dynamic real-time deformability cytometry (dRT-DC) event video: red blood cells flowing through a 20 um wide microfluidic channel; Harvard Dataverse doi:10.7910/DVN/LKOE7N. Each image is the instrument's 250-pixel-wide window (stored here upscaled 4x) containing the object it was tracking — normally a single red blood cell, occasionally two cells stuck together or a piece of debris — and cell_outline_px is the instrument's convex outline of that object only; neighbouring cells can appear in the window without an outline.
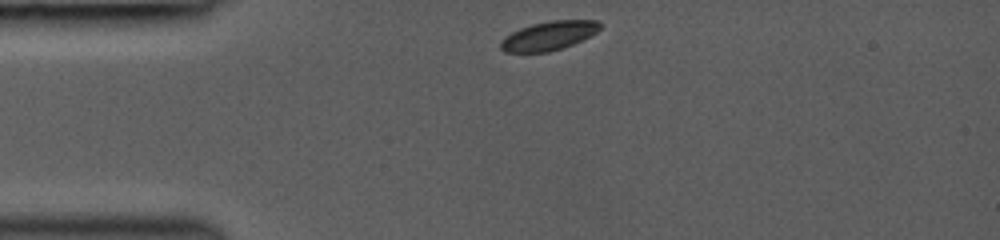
{"species": "common noctule bat (a hibernating species)", "species_latin": "Nyctalus noctula", "temperature_condition": "room temperature", "stored_images_in_passage": 32, "camera_frame_rate_fps": 3000, "um_per_image_px": 0.085, "animal": {"sex": "female", "body_mass_g": 19.0, "forearm_length_mm": 53.3}, "frame": {"image": 1, "passage_image": 1, "time_ms": 0.0, "image_size_px": [1000, 240], "cell_outline_px": [[600, 28], [596, 32], [572, 44], [548, 52], [504, 52], [500, 48], [500, 40], [504, 36], [520, 28], [532, 24], [552, 20], [596, 20], [600, 24]], "centroid_in_image_um": [46.59, 3.03], "position_along_channel_um": 38.4, "area_um2": 16.53}}
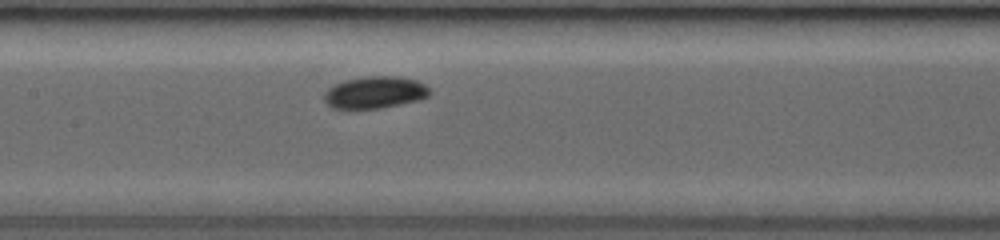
{"frame": {"image": 2, "passage_image": 13, "time_ms": 4.0, "image_size_px": [1000, 240], "cell_outline_px": [[432, 92], [428, 96], [420, 100], [380, 108], [332, 108], [324, 100], [324, 92], [328, 88], [344, 80], [364, 76], [396, 76], [416, 80], [424, 84]], "centroid_in_image_um": [31.88, 7.84], "position_along_channel_um": 175.5, "area_um2": 19.65}}
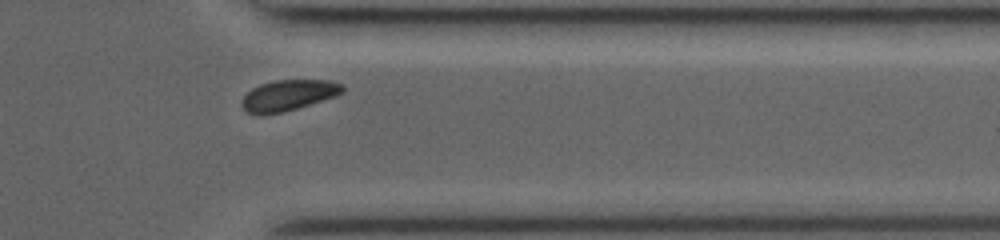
{"frame": {"image": 3, "passage_image": 28, "time_ms": 9.0, "image_size_px": [1000, 240], "cell_outline_px": [[344, 92], [336, 96], [284, 112], [260, 116], [248, 112], [240, 104], [244, 96], [252, 88], [260, 84], [276, 80], [328, 80], [344, 84]], "centroid_in_image_um": [24.51, 8.1], "position_along_channel_um": 386.9, "area_um2": 18.21}}